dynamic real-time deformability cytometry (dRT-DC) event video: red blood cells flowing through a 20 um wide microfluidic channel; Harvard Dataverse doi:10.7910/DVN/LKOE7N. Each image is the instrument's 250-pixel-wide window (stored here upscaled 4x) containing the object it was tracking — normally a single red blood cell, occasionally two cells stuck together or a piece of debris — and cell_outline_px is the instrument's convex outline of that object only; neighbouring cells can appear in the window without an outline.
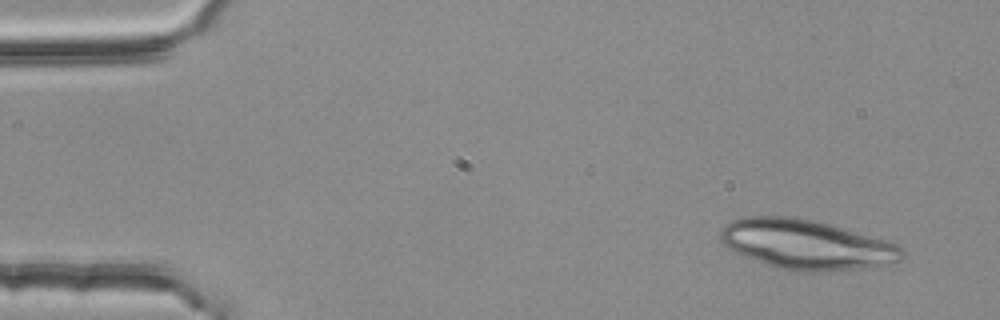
{"species": "common noctule bat (a hibernating species)", "species_latin": "Nyctalus noctula", "temperature_condition": "room temperature", "stored_images_in_passage": 3, "camera_frame_rate_fps": 3000, "um_per_image_px": 0.085, "animal": {"sex": "female", "body_mass_g": 25.1}, "frame": {"image": 1, "passage_image": 1, "time_ms": 0.0, "image_size_px": [1000, 320], "cell_outline_px": [[904, 256], [900, 260], [888, 264], [868, 268], [812, 272], [808, 272], [780, 268], [768, 264], [736, 252], [728, 248], [720, 240], [720, 232], [732, 220], [744, 216], [796, 216], [828, 224], [884, 240], [896, 244], [904, 252]], "centroid_in_image_um": [68.54, 20.78], "position_along_channel_um": 16.5, "area_um2": 51.9}}